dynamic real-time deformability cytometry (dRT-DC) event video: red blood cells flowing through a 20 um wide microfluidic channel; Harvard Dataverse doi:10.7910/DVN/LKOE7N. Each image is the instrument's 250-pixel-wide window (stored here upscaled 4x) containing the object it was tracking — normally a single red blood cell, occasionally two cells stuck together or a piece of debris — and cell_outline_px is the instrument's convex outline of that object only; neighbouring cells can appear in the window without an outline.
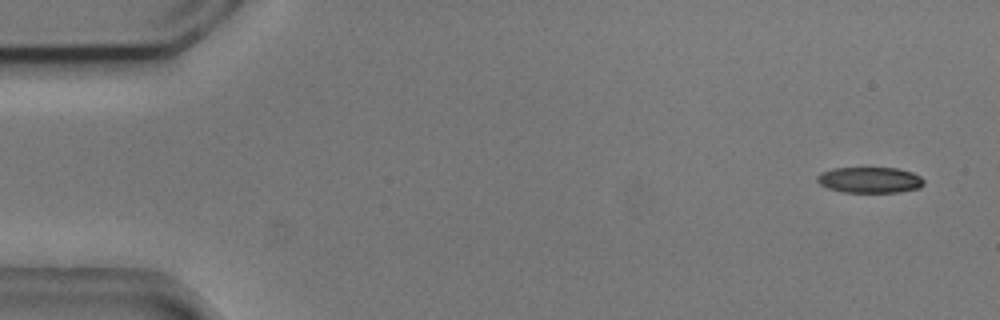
{"species": "common noctule bat (a hibernating species)", "species_latin": "Nyctalus noctula", "temperature_condition": "cold", "stored_images_in_passage": 5, "camera_frame_rate_fps": 3000, "um_per_image_px": 0.085, "animal": {"sex": "male", "body_mass_g": 20.5, "forearm_length_mm": 52.5}, "frame": {"image": 1, "passage_image": 1, "time_ms": 0.0, "image_size_px": [1000, 320], "cell_outline_px": [[924, 184], [920, 188], [900, 192], [844, 192], [828, 188], [820, 184], [816, 180], [816, 176], [820, 172], [832, 168], [896, 168], [912, 172], [920, 176], [924, 180]], "centroid_in_image_um": [73.93, 15.29], "position_along_channel_um": 11.1, "area_um2": 16.18}}
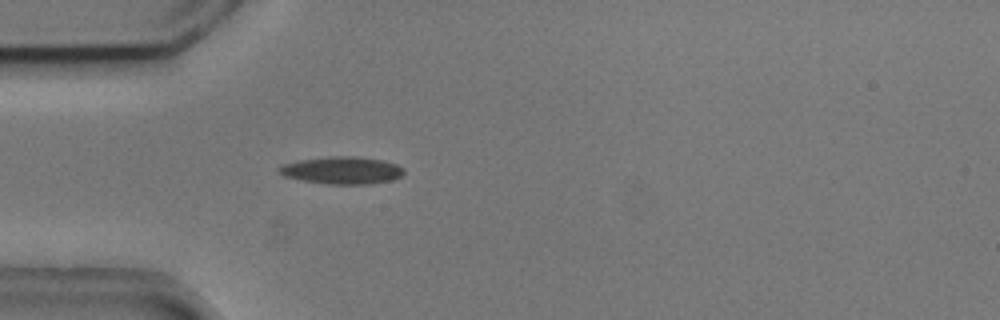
{"frame": {"image": 2, "passage_image": 5, "time_ms": 1.333, "image_size_px": [1000, 320], "cell_outline_px": [[404, 172], [400, 176], [392, 180], [372, 184], [328, 184], [304, 180], [284, 176], [276, 168], [280, 164], [300, 160], [328, 156], [356, 156], [380, 160], [396, 164], [404, 168]], "centroid_in_image_um": [29.06, 14.47], "position_along_channel_um": 55.9, "area_um2": 19.88}}